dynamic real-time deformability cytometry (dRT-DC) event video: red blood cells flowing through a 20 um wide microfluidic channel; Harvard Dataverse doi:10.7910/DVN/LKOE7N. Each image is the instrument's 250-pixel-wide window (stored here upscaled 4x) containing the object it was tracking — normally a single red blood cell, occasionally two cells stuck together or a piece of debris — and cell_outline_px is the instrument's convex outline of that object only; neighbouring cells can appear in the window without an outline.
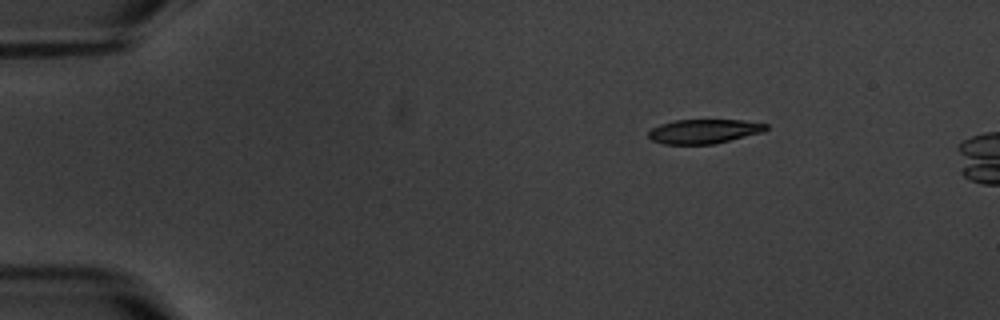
{"species": "common noctule bat (a hibernating species)", "species_latin": "Nyctalus noctula", "temperature_condition": "warm", "stored_images_in_passage": 2, "camera_frame_rate_fps": 3000, "um_per_image_px": 0.085, "animal": {"sex": "male", "body_mass_g": 20.1, "forearm_length_mm": 53.5}, "frame": {"image": 1, "passage_image": 1, "time_ms": 0.0, "image_size_px": [1000, 320], "cell_outline_px": [[768, 128], [764, 132], [716, 144], [664, 144], [652, 140], [648, 136], [648, 132], [652, 128], [660, 124], [676, 120], [744, 120], [768, 124]], "centroid_in_image_um": [59.87, 11.17], "position_along_channel_um": 25.1, "area_um2": 16.76}}